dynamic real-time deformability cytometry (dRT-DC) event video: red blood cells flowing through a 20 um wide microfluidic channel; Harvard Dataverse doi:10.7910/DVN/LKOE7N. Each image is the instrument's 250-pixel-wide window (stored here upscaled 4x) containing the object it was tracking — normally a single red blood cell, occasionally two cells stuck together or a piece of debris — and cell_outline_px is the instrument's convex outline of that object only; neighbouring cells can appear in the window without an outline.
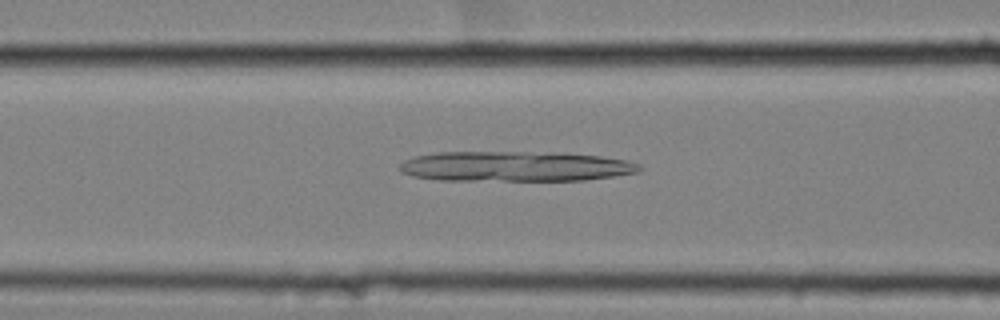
{"species": "common noctule bat (a hibernating species)", "species_latin": "Nyctalus noctula", "temperature_condition": "cold", "stored_images_in_passage": 57, "camera_frame_rate_fps": 3000, "um_per_image_px": 0.085, "animal": {"sex": "female", "body_mass_g": 25.1}, "frame": {"image": 1, "passage_image": 24, "time_ms": 7.667, "image_size_px": [1000, 320], "cell_outline_px": [[640, 172], [584, 180], [440, 180], [412, 176], [396, 168], [404, 160], [412, 156], [436, 152], [528, 152], [600, 156], [628, 160], [640, 164]], "centroid_in_image_um": [43.73, 14.14], "position_along_channel_um": 122.9, "area_um2": 41.91}}
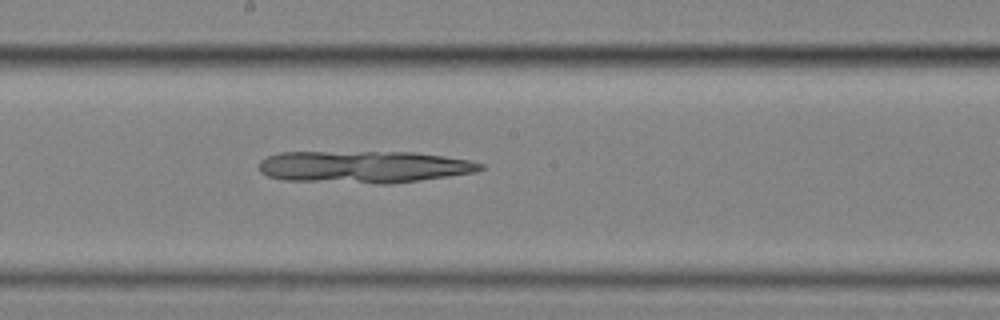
{"frame": {"image": 2, "passage_image": 32, "time_ms": 10.333, "image_size_px": [1000, 320], "cell_outline_px": [[484, 168], [476, 172], [420, 180], [388, 184], [376, 184], [284, 180], [268, 176], [260, 172], [260, 160], [268, 156], [280, 152], [412, 152], [444, 156], [468, 160], [484, 164]], "centroid_in_image_um": [30.92, 14.18], "position_along_channel_um": 217.3, "area_um2": 41.5}}
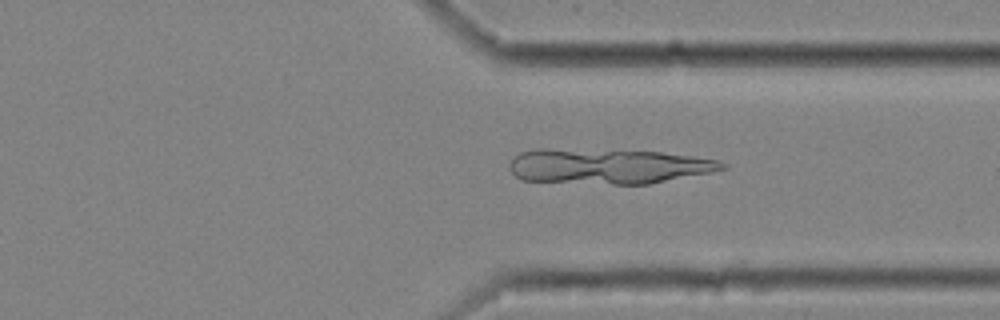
{"frame": {"image": 3, "passage_image": 44, "time_ms": 14.333, "image_size_px": [1000, 320], "cell_outline_px": [[728, 168], [648, 184], [612, 184], [520, 180], [508, 168], [508, 164], [520, 152], [536, 148], [544, 148], [660, 152], [720, 160], [728, 164]], "centroid_in_image_um": [51.65, 14.12], "position_along_channel_um": 359.8, "area_um2": 43.35}}